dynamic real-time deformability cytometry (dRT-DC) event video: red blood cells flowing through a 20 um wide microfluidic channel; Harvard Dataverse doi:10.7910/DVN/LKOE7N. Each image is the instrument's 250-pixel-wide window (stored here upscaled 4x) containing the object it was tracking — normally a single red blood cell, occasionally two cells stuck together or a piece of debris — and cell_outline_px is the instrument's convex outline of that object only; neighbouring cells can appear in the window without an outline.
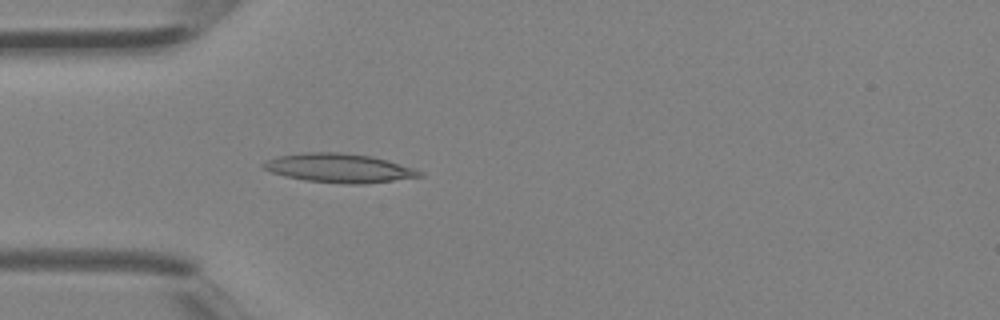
{"species": "Egyptian fruit bat (a non-hibernating species)", "species_latin": "Rousettus aegyptiacus", "temperature_condition": "room temperature", "stored_images_in_passage": 4, "camera_frame_rate_fps": 3000, "um_per_image_px": 0.085, "animal": {"sex": "female"}, "frame": {"image": 1, "passage_image": 4, "time_ms": 1.0, "image_size_px": [1000, 320], "cell_outline_px": [[424, 176], [364, 184], [348, 184], [304, 180], [284, 176], [272, 172], [264, 168], [260, 164], [268, 160], [280, 156], [304, 152], [340, 152], [368, 156], [384, 160], [412, 168], [424, 172]], "centroid_in_image_um": [28.8, 14.29], "position_along_channel_um": 56.2, "area_um2": 25.95}}